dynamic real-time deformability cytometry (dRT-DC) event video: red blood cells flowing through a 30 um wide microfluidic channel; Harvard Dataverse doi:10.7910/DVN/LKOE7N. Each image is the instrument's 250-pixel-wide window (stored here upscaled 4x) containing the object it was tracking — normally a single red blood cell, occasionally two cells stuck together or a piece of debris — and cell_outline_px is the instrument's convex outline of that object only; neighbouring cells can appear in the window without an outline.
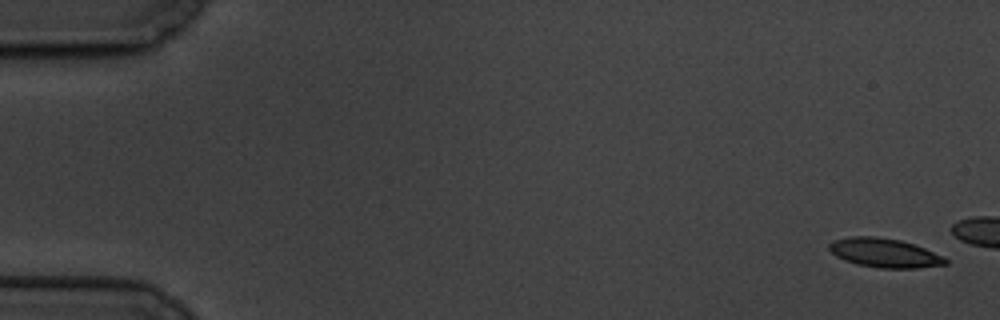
{"species": "common noctule bat (a hibernating species)", "species_latin": "Nyctalus noctula", "temperature_condition": "cold", "stored_images_in_passage": 4, "camera_frame_rate_fps": 3000, "um_per_image_px": 0.085, "animal": {"sex": "male", "body_mass_g": 19.5, "forearm_length_mm": 54.6}, "frame": {"image": 1, "passage_image": 1, "time_ms": 0.0, "image_size_px": [1000, 320], "cell_outline_px": [[948, 264], [916, 268], [880, 268], [856, 264], [844, 260], [836, 256], [828, 248], [828, 244], [832, 240], [852, 236], [876, 236], [900, 240], [924, 248], [944, 256], [948, 260]], "centroid_in_image_um": [75.17, 21.49], "position_along_channel_um": 9.8, "area_um2": 19.77}}